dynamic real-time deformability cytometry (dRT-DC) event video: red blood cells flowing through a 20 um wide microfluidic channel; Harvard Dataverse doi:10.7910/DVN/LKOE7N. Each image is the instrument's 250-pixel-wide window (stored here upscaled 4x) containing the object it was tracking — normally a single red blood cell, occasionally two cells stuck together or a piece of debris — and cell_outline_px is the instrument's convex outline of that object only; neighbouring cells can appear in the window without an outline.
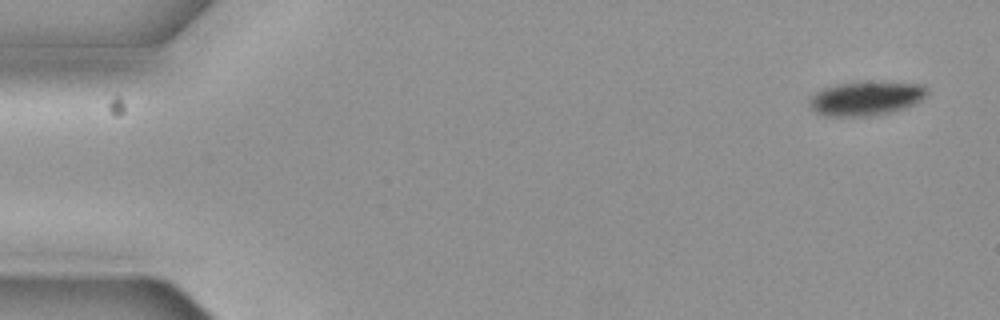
{"species": "common noctule bat (a hibernating species)", "species_latin": "Nyctalus noctula", "temperature_condition": "cold", "stored_images_in_passage": 6, "segment_of_instrument_passage": [1, 2], "camera_frame_rate_fps": 3000, "um_per_image_px": 0.085, "animal": {"sex": "female", "body_mass_g": 19.3, "forearm_length_mm": 54.1}, "frame": {"image": 1, "passage_image": 1, "time_ms": 0.0, "image_size_px": [1000, 320], "cell_outline_px": [[928, 92], [920, 100], [912, 104], [888, 112], [868, 116], [824, 116], [816, 112], [808, 104], [808, 100], [816, 92], [824, 88], [836, 84], [856, 80], [864, 80], [924, 84], [928, 88]], "centroid_in_image_um": [73.57, 8.32], "position_along_channel_um": 11.4, "area_um2": 23.64}}